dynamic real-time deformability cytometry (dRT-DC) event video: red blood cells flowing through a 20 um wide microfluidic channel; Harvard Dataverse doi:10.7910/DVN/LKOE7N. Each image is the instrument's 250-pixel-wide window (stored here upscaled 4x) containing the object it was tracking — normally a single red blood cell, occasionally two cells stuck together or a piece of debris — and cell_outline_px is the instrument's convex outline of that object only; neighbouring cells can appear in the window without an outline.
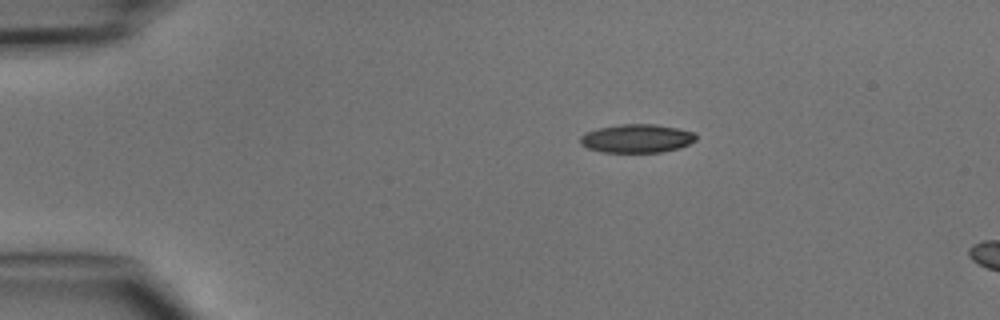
{"species": "common noctule bat (a hibernating species)", "species_latin": "Nyctalus noctula", "temperature_condition": "cold", "stored_images_in_passage": 4, "camera_frame_rate_fps": 3000, "um_per_image_px": 0.085, "animal": {"sex": "male", "body_mass_g": 15.6}, "frame": {"image": 1, "passage_image": 4, "time_ms": 3.333, "image_size_px": [1000, 320], "cell_outline_px": [[696, 140], [680, 148], [660, 152], [604, 152], [588, 148], [580, 144], [580, 136], [584, 132], [600, 128], [620, 124], [652, 124], [676, 128], [696, 132]], "centroid_in_image_um": [54.13, 11.77], "position_along_channel_um": 30.9, "area_um2": 19.19}}